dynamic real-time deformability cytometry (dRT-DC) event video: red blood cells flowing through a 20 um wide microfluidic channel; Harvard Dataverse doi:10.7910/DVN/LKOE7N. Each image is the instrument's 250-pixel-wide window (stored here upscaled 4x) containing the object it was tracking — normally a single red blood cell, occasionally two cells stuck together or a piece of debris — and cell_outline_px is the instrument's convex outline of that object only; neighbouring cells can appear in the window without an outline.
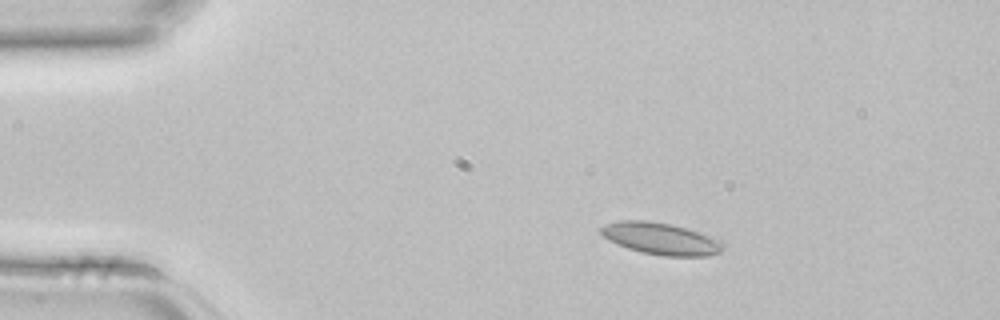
{"species": "common noctule bat (a hibernating species)", "species_latin": "Nyctalus noctula", "temperature_condition": "room temperature", "stored_images_in_passage": 2, "camera_frame_rate_fps": 3000, "um_per_image_px": 0.085, "animal": {"sex": "female", "body_mass_g": 22.7, "forearm_length_mm": 54.2}, "frame": {"image": 1, "passage_image": 1, "time_ms": 0.0, "image_size_px": [1000, 320], "cell_outline_px": [[724, 248], [720, 252], [708, 256], [664, 256], [644, 252], [628, 248], [616, 244], [608, 240], [600, 232], [600, 228], [604, 224], [620, 220], [648, 220], [672, 224], [720, 240], [724, 244]], "centroid_in_image_um": [56.14, 20.28], "position_along_channel_um": 28.9, "area_um2": 22.54}}